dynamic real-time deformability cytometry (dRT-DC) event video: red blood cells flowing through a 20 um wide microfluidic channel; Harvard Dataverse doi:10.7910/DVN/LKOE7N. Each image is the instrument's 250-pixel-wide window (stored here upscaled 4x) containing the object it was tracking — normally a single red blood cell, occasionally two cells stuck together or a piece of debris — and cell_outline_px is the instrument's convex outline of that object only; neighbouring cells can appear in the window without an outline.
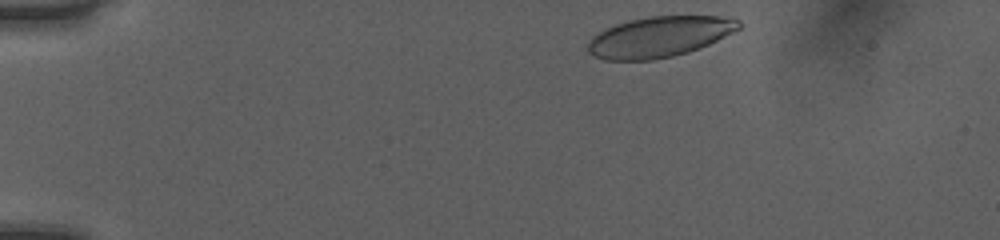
{"species": "human", "species_latin": "Homo sapiens", "temperature_condition": "room temperature", "stored_images_in_passage": 36, "camera_frame_rate_fps": 3000, "um_per_image_px": 0.085, "donor": {"sex": "female"}, "frame": {"image": 1, "passage_image": 1, "time_ms": 0.0, "image_size_px": [1000, 240], "cell_outline_px": [[740, 28], [700, 48], [688, 52], [672, 56], [652, 60], [604, 60], [588, 52], [588, 40], [592, 36], [616, 24], [628, 20], [648, 16], [732, 16], [740, 20]], "centroid_in_image_um": [56.05, 3.12], "position_along_channel_um": 28.9, "area_um2": 35.66}}
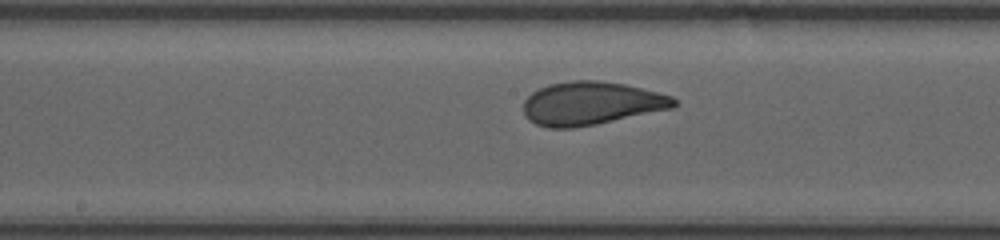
{"frame": {"image": 2, "passage_image": 20, "time_ms": 6.333, "image_size_px": [1000, 240], "cell_outline_px": [[680, 104], [672, 108], [596, 124], [572, 128], [548, 128], [536, 124], [528, 120], [524, 116], [524, 100], [532, 92], [548, 84], [572, 80], [600, 80], [624, 84], [672, 96]], "centroid_in_image_um": [50.22, 8.78], "position_along_channel_um": 198.0, "area_um2": 37.92}}
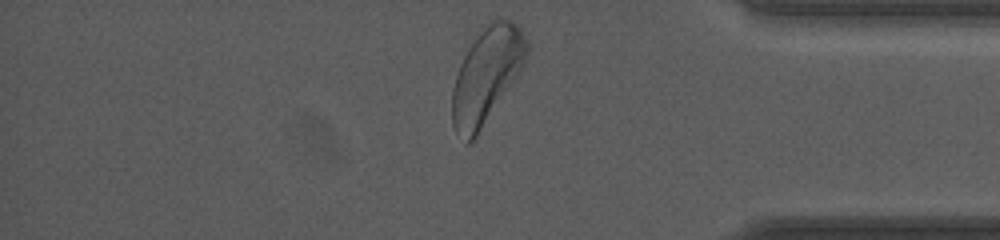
{"frame": {"image": 3, "passage_image": 36, "time_ms": 11.667, "image_size_px": [1000, 240], "cell_outline_px": [[528, 52], [524, 64], [476, 136], [468, 144], [456, 132], [452, 124], [452, 88], [460, 64], [468, 48], [484, 24], [500, 16], [504, 16], [512, 20], [520, 28], [528, 40]], "centroid_in_image_um": [41.36, 6.33], "position_along_channel_um": 393.8, "area_um2": 41.15}, "authors_computed_cell_mechanics": {"area_um2": 37.5122, "velocity_mm_per_s": 4.0068, "shape_relaxation_time_tau1_ms": 2.4724, "shape_relaxation_time_tau2_ms": null, "deformation_change_tau1": 0.1244, "deformation_change_tau2": null}}